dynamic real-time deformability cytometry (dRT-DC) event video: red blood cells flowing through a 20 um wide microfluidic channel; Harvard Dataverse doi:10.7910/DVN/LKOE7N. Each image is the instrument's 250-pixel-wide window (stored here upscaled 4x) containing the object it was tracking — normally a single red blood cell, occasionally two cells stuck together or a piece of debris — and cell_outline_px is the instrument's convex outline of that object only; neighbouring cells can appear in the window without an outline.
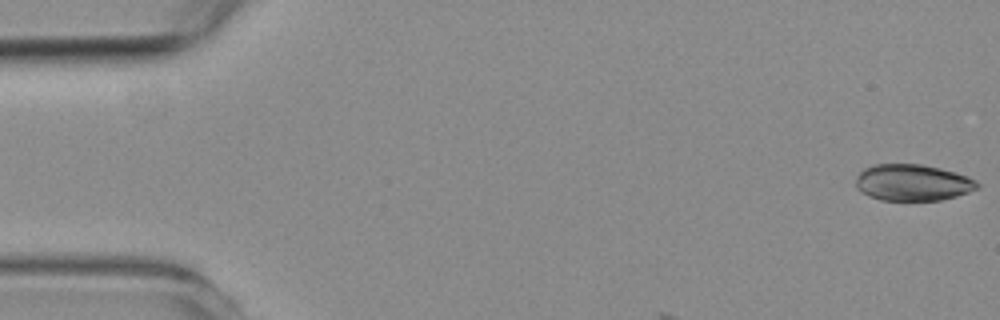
{"species": "common noctule bat (a hibernating species)", "species_latin": "Nyctalus noctula", "temperature_condition": "room temperature", "stored_images_in_passage": 10, "camera_frame_rate_fps": 3000, "um_per_image_px": 0.085, "animal": {"sex": "female", "body_mass_g": 19.3, "forearm_length_mm": 54.1}, "frame": {"image": 1, "passage_image": 1, "time_ms": 0.0, "image_size_px": [1000, 320], "cell_outline_px": [[980, 188], [956, 196], [940, 200], [880, 200], [868, 196], [856, 188], [856, 176], [864, 168], [872, 164], [920, 164], [940, 168], [956, 172], [968, 176], [976, 180], [980, 184]], "centroid_in_image_um": [77.58, 15.51], "position_along_channel_um": 7.4, "area_um2": 26.01}}